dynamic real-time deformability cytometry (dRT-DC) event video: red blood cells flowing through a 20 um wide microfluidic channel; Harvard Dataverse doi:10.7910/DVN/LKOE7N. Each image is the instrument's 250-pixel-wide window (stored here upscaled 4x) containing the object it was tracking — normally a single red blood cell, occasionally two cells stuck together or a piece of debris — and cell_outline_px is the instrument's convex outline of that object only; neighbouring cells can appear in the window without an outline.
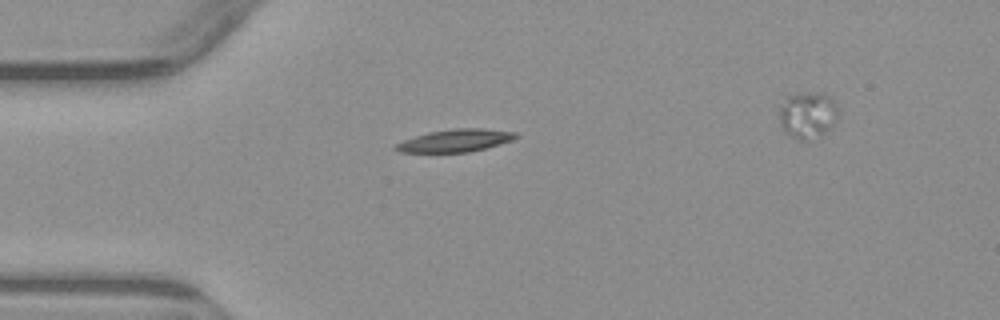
{"species": "common noctule bat (a hibernating species)", "species_latin": "Nyctalus noctula", "temperature_condition": "warm", "stored_images_in_passage": 2, "camera_frame_rate_fps": 3000, "um_per_image_px": 0.085, "animal": {"sex": "male", "body_mass_g": 23.1, "forearm_length_mm": 52.7}, "frame": {"image": 1, "passage_image": 1, "time_ms": 0.0, "image_size_px": [1000, 320], "cell_outline_px": [[520, 136], [512, 140], [500, 144], [468, 152], [400, 152], [392, 148], [396, 144], [404, 140], [428, 132], [452, 128], [484, 128], [516, 132]], "centroid_in_image_um": [38.72, 11.93], "position_along_channel_um": 46.3, "area_um2": 15.78}}